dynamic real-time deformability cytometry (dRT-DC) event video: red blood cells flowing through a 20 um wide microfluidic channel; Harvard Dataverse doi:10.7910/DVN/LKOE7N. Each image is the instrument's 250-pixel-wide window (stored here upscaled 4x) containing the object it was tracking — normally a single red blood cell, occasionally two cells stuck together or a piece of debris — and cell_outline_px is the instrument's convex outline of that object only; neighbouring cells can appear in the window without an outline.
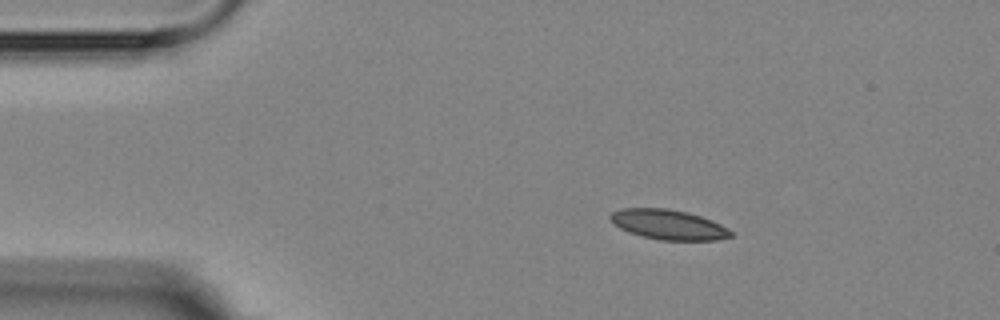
{"species": "Egyptian fruit bat (a non-hibernating species)", "species_latin": "Rousettus aegyptiacus", "temperature_condition": "room temperature", "stored_images_in_passage": 4, "camera_frame_rate_fps": 3000, "um_per_image_px": 0.085, "animal": {"sex": "female"}, "frame": {"image": 1, "passage_image": 1, "time_ms": 0.0, "image_size_px": [1000, 320], "cell_outline_px": [[732, 236], [716, 240], [660, 240], [628, 232], [612, 224], [608, 216], [612, 212], [620, 208], [668, 208], [688, 212], [712, 220], [728, 228], [732, 232]], "centroid_in_image_um": [56.78, 19.08], "position_along_channel_um": 28.2, "area_um2": 21.1}}
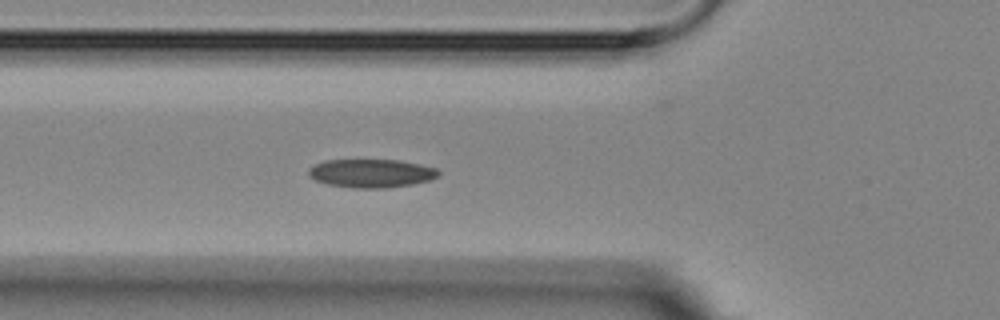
{"frame": {"image": 2, "passage_image": 4, "time_ms": 3.333, "image_size_px": [1000, 320], "cell_outline_px": [[440, 176], [428, 180], [412, 184], [384, 188], [352, 188], [328, 184], [316, 180], [308, 176], [308, 168], [324, 160], [400, 160], [436, 168], [440, 172]], "centroid_in_image_um": [31.54, 14.73], "position_along_channel_um": 94.3, "area_um2": 21.5}}